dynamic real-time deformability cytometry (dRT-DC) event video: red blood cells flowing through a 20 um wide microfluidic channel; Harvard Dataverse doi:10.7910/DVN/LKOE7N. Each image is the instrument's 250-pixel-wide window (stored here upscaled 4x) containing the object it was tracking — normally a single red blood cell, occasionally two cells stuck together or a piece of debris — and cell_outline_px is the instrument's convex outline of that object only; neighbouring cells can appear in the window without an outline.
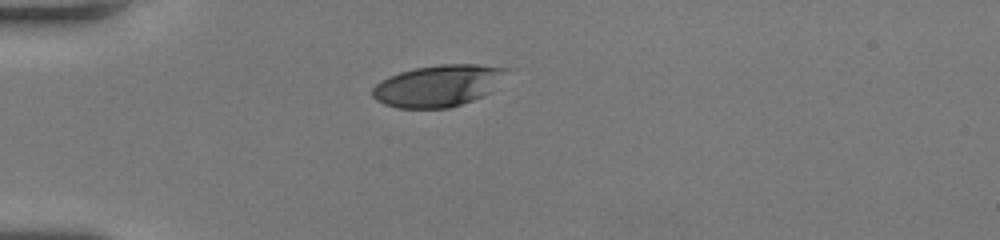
{"species": "human", "species_latin": "Homo sapiens", "temperature_condition": "room temperature", "stored_images_in_passage": 38, "camera_frame_rate_fps": 3000, "um_per_image_px": 0.085, "donor": {"sex": "female"}, "frame": {"image": 1, "passage_image": 1, "time_ms": 0.0, "image_size_px": [1000, 240], "cell_outline_px": [[508, 68], [492, 92], [484, 96], [448, 108], [396, 108], [384, 104], [376, 100], [372, 96], [372, 88], [380, 80], [388, 76], [400, 72], [416, 68], [440, 64], [476, 64]], "centroid_in_image_um": [37.2, 7.29], "position_along_channel_um": 47.8, "area_um2": 32.48}}
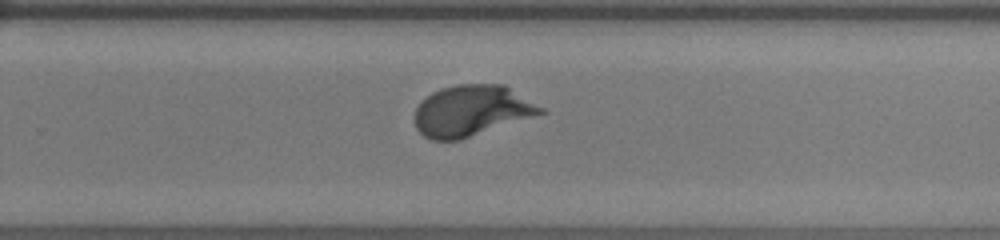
{"frame": {"image": 2, "passage_image": 21, "time_ms": 6.667, "image_size_px": [1000, 240], "cell_outline_px": [[548, 112], [460, 140], [432, 140], [424, 136], [416, 128], [416, 108], [420, 100], [432, 92], [440, 88], [456, 84], [504, 84], [544, 108]], "centroid_in_image_um": [40.09, 9.4], "position_along_channel_um": 289.7, "area_um2": 37.51}}
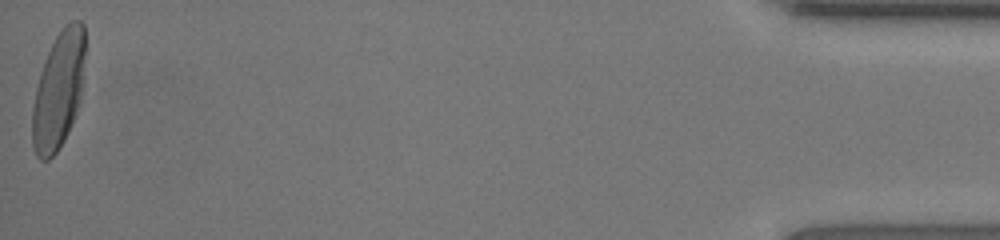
{"frame": {"image": 3, "passage_image": 38, "time_ms": 12.333, "image_size_px": [1000, 240], "cell_outline_px": [[84, 88], [72, 124], [64, 140], [56, 152], [48, 160], [40, 160], [36, 156], [32, 144], [32, 108], [36, 88], [48, 52], [60, 28], [64, 24], [72, 20], [80, 20], [84, 24]], "centroid_in_image_um": [4.99, 7.67], "position_along_channel_um": 430.2, "area_um2": 36.24}, "authors_computed_cell_mechanics": {"area_um2": 36.1539, "velocity_mm_per_s": 4.0544, "shape_relaxation_time_tau1_ms": 2.5575, "shape_relaxation_time_tau2_ms": null, "deformation_change_tau1": 0.1856, "deformation_change_tau2": null}}